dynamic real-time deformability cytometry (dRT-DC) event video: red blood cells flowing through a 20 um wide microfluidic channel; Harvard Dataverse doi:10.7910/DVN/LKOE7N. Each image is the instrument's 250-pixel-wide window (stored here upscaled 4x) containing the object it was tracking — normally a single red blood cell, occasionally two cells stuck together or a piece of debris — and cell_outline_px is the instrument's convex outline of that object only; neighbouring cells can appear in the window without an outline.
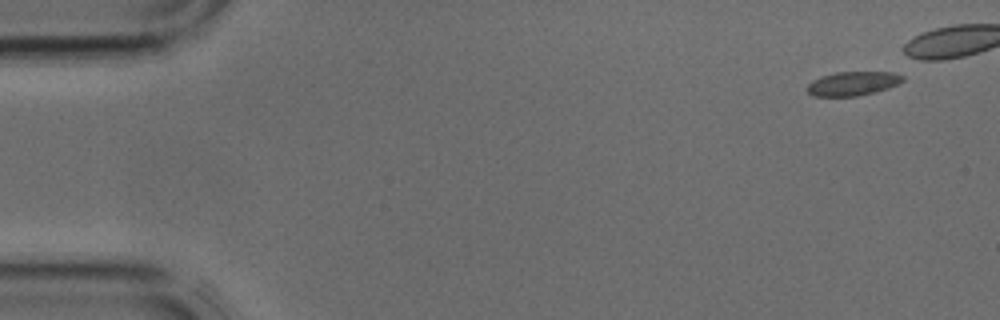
{"species": "common noctule bat (a hibernating species)", "species_latin": "Nyctalus noctula", "temperature_condition": "cold", "stored_images_in_passage": 3, "camera_frame_rate_fps": 3000, "um_per_image_px": 0.085, "animal": {"sex": "male", "body_mass_g": 17.9, "forearm_length_mm": 54.2}, "frame": {"image": 1, "passage_image": 1, "time_ms": 0.0, "image_size_px": [1000, 320], "cell_outline_px": [[904, 80], [900, 84], [876, 92], [856, 96], [816, 96], [808, 92], [808, 84], [812, 80], [836, 72], [892, 72], [904, 76]], "centroid_in_image_um": [72.54, 7.1], "position_along_channel_um": 12.5, "area_um2": 13.29}}